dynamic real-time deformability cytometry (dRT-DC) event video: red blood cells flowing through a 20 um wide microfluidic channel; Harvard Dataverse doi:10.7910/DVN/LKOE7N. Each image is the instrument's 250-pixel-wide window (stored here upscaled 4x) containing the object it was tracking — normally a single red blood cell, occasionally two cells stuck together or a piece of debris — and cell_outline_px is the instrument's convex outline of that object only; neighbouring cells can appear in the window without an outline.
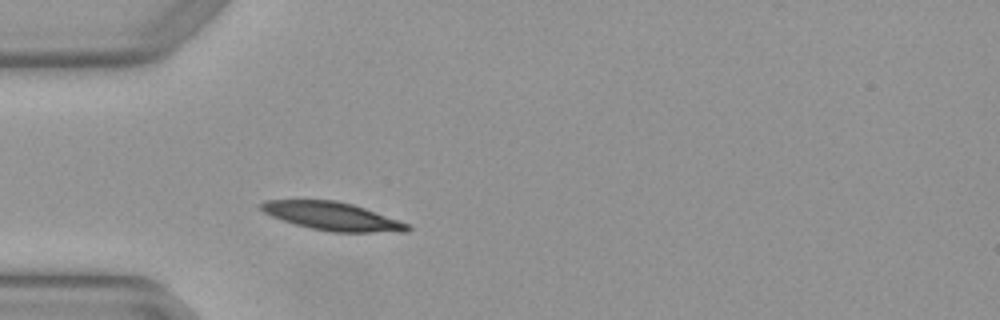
{"species": "Egyptian fruit bat (a non-hibernating species)", "species_latin": "Rousettus aegyptiacus", "temperature_condition": "warm", "stored_images_in_passage": 1, "camera_frame_rate_fps": 3000, "um_per_image_px": 0.085, "animal": {"sex": "female"}, "frame": {"image": 1, "passage_image": 1, "time_ms": 0.0, "image_size_px": [1000, 320], "cell_outline_px": [[412, 228], [408, 232], [332, 232], [312, 228], [296, 224], [272, 216], [264, 212], [256, 204], [264, 200], [336, 200], [352, 204], [364, 208], [408, 224]], "centroid_in_image_um": [28.22, 18.38], "position_along_channel_um": 56.8, "area_um2": 23.81}}